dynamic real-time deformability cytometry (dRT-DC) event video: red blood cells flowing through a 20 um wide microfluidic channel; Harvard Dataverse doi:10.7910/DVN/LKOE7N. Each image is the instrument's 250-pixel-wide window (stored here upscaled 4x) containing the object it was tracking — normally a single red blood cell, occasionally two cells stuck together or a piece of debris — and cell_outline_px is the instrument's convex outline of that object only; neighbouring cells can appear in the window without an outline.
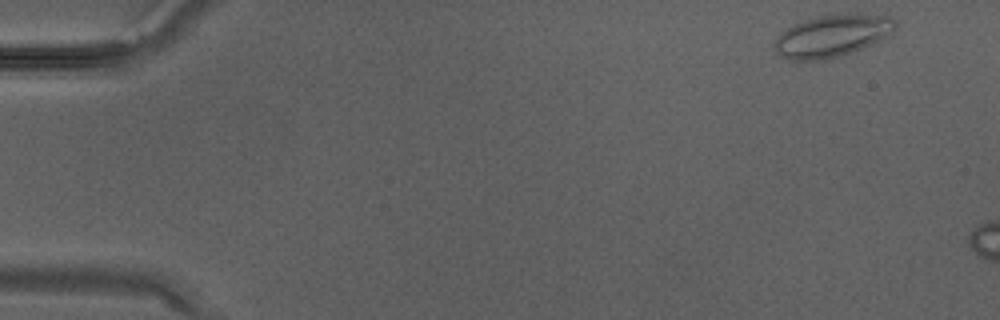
{"species": "Egyptian fruit bat (a non-hibernating species)", "species_latin": "Rousettus aegyptiacus", "temperature_condition": "warm", "stored_images_in_passage": 5, "camera_frame_rate_fps": 3000, "um_per_image_px": 0.085, "animal": {"sex": "male"}, "frame": {"image": 1, "passage_image": 1, "time_ms": 0.0, "image_size_px": [1000, 320], "cell_outline_px": [[896, 28], [888, 36], [880, 40], [852, 52], [824, 60], [788, 60], [780, 56], [776, 52], [772, 44], [788, 28], [804, 20], [816, 16], [848, 12], [892, 16], [896, 20]], "centroid_in_image_um": [70.78, 3.02], "position_along_channel_um": 14.2, "area_um2": 29.88}}